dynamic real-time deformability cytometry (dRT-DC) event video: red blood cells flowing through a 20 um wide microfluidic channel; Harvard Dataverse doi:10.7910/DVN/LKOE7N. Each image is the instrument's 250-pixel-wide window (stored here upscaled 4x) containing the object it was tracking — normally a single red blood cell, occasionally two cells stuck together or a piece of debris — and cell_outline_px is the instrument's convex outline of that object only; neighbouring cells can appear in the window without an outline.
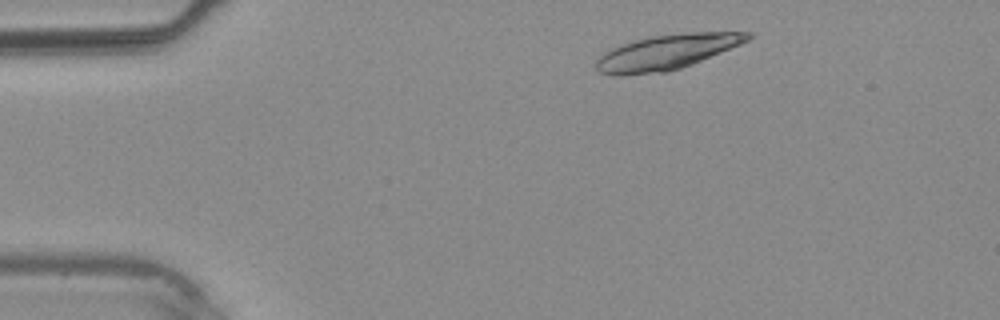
{"species": "common noctule bat (a hibernating species)", "species_latin": "Nyctalus noctula", "temperature_condition": "warm", "stored_images_in_passage": 5, "camera_frame_rate_fps": 3000, "um_per_image_px": 0.085, "animal": {"sex": "male", "body_mass_g": 20.4}, "frame": {"image": 1, "passage_image": 1, "time_ms": 0.0, "image_size_px": [1000, 320], "cell_outline_px": [[756, 36], [740, 44], [692, 64], [668, 72], [624, 76], [612, 76], [600, 72], [596, 68], [596, 60], [604, 52], [620, 44], [648, 36], [692, 32], [756, 32]], "centroid_in_image_um": [56.65, 4.43], "position_along_channel_um": 28.3, "area_um2": 31.21}}